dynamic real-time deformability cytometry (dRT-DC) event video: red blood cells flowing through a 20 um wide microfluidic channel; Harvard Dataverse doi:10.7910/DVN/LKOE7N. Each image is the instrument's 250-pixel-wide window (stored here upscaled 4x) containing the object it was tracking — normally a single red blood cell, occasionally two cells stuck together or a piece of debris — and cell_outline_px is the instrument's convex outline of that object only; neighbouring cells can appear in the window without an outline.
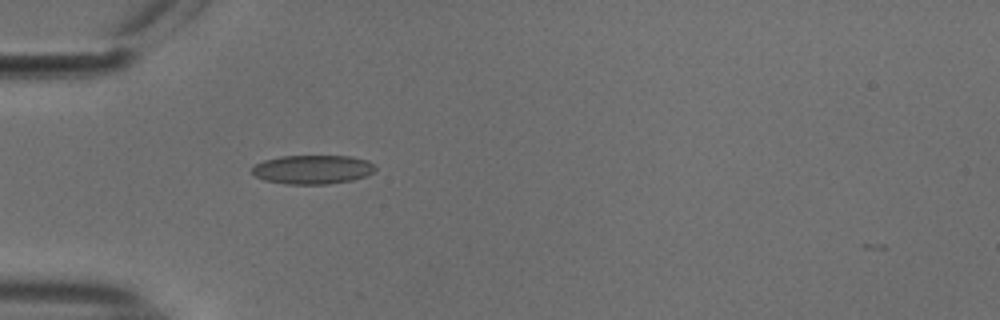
{"species": "common noctule bat (a hibernating species)", "species_latin": "Nyctalus noctula", "temperature_condition": "cold", "stored_images_in_passage": 2, "camera_frame_rate_fps": 3000, "um_per_image_px": 0.085, "animal": {"sex": "male", "body_mass_g": 18.8}, "frame": {"image": 1, "passage_image": 1, "time_ms": 0.0, "image_size_px": [1000, 320], "cell_outline_px": [[376, 168], [368, 176], [352, 180], [328, 184], [284, 184], [264, 180], [256, 176], [252, 172], [252, 168], [256, 164], [264, 160], [280, 156], [352, 156], [368, 160], [376, 164]], "centroid_in_image_um": [26.61, 14.4], "position_along_channel_um": 58.4, "area_um2": 20.98}}